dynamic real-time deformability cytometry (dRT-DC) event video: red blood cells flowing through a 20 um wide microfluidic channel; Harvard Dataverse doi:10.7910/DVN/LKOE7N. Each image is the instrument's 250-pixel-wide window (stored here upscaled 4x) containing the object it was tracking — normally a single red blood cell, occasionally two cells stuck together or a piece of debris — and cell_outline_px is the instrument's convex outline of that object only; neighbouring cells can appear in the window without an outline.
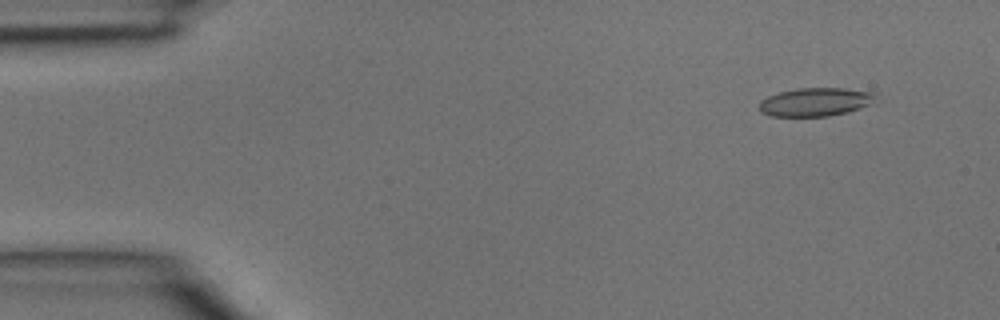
{"species": "common noctule bat (a hibernating species)", "species_latin": "Nyctalus noctula", "temperature_condition": "room temperature", "stored_images_in_passage": 4, "camera_frame_rate_fps": 3000, "um_per_image_px": 0.085, "animal": {"sex": "male", "body_mass_g": 15.6}, "frame": {"image": 1, "passage_image": 2, "time_ms": 0.333, "image_size_px": [1000, 320], "cell_outline_px": [[876, 96], [872, 104], [848, 112], [828, 116], [768, 116], [760, 112], [760, 100], [768, 96], [780, 92], [796, 88], [844, 88], [876, 92]], "centroid_in_image_um": [69.32, 8.66], "position_along_channel_um": 15.7, "area_um2": 19.42}}